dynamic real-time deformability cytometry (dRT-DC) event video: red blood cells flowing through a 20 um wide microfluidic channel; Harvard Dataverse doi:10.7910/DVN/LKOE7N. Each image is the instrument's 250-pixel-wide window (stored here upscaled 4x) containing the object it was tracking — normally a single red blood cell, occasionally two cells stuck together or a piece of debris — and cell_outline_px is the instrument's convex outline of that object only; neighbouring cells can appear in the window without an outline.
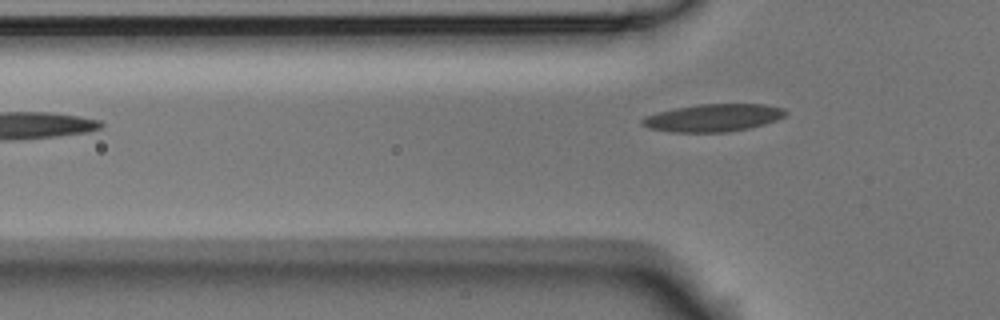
{"species": "Egyptian fruit bat (a non-hibernating species)", "species_latin": "Rousettus aegyptiacus", "temperature_condition": "room temperature", "stored_images_in_passage": 4, "segment_of_instrument_passage": [2, 2], "camera_frame_rate_fps": 3000, "um_per_image_px": 0.085, "animal": {"sex": "male"}, "frame": {"image": 1, "passage_image": 4, "time_ms": 1.0, "image_size_px": [1000, 320], "cell_outline_px": [[788, 112], [784, 116], [776, 120], [764, 124], [748, 128], [728, 132], [672, 132], [648, 128], [640, 124], [640, 120], [644, 116], [656, 112], [696, 104], [764, 104], [784, 108]], "centroid_in_image_um": [60.59, 10.01], "position_along_channel_um": 65.2, "area_um2": 23.18}}